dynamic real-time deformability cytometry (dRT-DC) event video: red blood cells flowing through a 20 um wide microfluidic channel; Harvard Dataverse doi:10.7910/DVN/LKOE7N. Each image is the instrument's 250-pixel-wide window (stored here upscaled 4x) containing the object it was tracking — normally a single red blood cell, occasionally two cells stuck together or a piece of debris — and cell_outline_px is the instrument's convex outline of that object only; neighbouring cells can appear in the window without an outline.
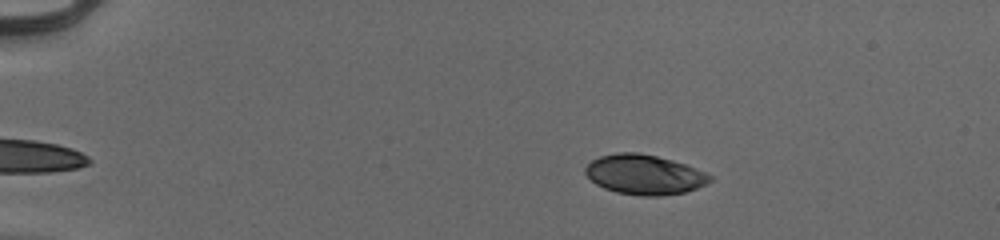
{"species": "human", "species_latin": "Homo sapiens", "temperature_condition": "cold", "stored_images_in_passage": 47, "camera_frame_rate_fps": 3000, "um_per_image_px": 0.085, "donor": {"sex": "male"}, "frame": {"image": 1, "passage_image": 4, "time_ms": 1.0, "image_size_px": [1000, 240], "cell_outline_px": [[712, 180], [696, 188], [684, 192], [660, 196], [640, 196], [616, 192], [604, 188], [596, 184], [584, 172], [584, 168], [592, 160], [600, 156], [616, 152], [636, 152], [656, 156], [672, 160], [696, 168], [712, 176]], "centroid_in_image_um": [54.75, 14.84], "position_along_channel_um": 30.3, "area_um2": 28.78}}
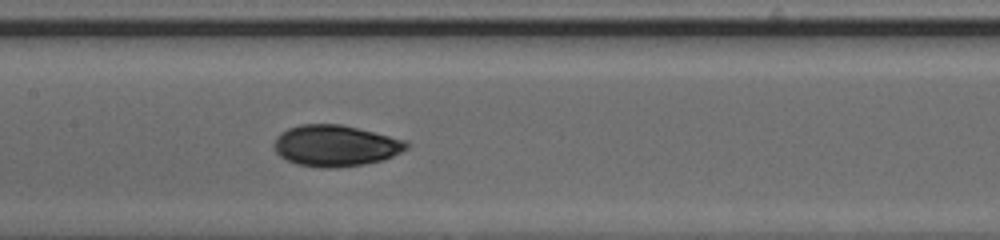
{"frame": {"image": 2, "passage_image": 22, "time_ms": 7.0, "image_size_px": [1000, 240], "cell_outline_px": [[412, 144], [408, 148], [384, 160], [364, 164], [336, 168], [324, 168], [296, 164], [280, 156], [276, 152], [272, 144], [276, 136], [280, 132], [288, 128], [300, 124], [340, 124], [404, 140]], "centroid_in_image_um": [28.48, 12.39], "position_along_channel_um": 178.9, "area_um2": 31.85}}
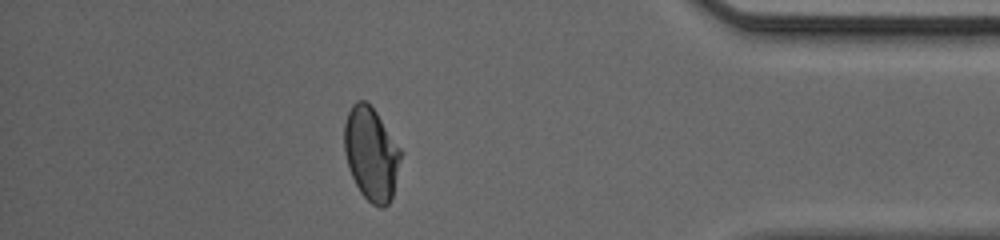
{"frame": {"image": 3, "passage_image": 41, "time_ms": 13.333, "image_size_px": [1000, 240], "cell_outline_px": [[404, 152], [392, 196], [388, 204], [384, 208], [380, 208], [372, 204], [360, 192], [352, 176], [344, 152], [344, 124], [348, 112], [352, 104], [356, 100], [364, 100], [376, 112]], "centroid_in_image_um": [31.57, 13.07], "position_along_channel_um": 403.6, "area_um2": 30.87}, "authors_computed_cell_mechanics": {"area_um2": 30.7496, "velocity_mm_per_s": 4.0085, "shape_relaxation_time_tau1_ms": 4.7371, "shape_relaxation_time_tau2_ms": 1.2962, "deformation_change_tau1": 0.1726, "deformation_change_tau2": 0.0403}}